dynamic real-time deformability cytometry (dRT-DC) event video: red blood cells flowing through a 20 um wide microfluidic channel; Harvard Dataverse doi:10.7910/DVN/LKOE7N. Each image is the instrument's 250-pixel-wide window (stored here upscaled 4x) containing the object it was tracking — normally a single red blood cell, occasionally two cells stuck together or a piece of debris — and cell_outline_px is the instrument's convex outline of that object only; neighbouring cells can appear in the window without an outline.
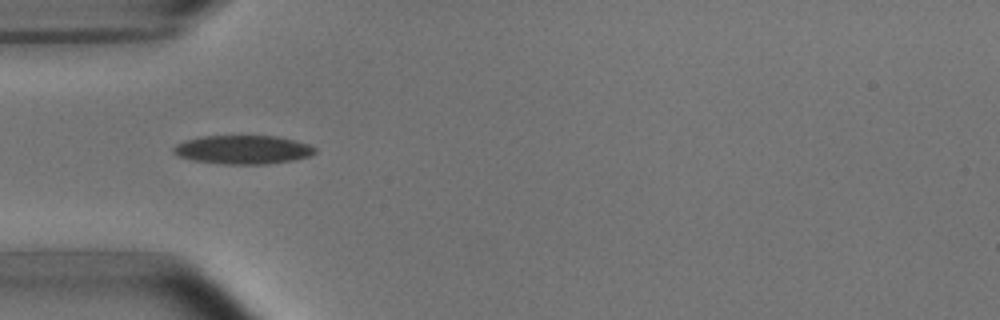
{"species": "common noctule bat (a hibernating species)", "species_latin": "Nyctalus noctula", "temperature_condition": "room temperature", "stored_images_in_passage": 5, "camera_frame_rate_fps": 3000, "um_per_image_px": 0.085, "animal": {"sex": "male", "body_mass_g": 15.6}, "frame": {"image": 1, "passage_image": 4, "time_ms": 3.667, "image_size_px": [1000, 320], "cell_outline_px": [[316, 152], [308, 156], [292, 160], [268, 164], [220, 164], [192, 160], [180, 156], [172, 152], [172, 148], [176, 144], [184, 140], [204, 136], [276, 136], [308, 144], [316, 148]], "centroid_in_image_um": [20.61, 12.72], "position_along_channel_um": 64.4, "area_um2": 23.58}}